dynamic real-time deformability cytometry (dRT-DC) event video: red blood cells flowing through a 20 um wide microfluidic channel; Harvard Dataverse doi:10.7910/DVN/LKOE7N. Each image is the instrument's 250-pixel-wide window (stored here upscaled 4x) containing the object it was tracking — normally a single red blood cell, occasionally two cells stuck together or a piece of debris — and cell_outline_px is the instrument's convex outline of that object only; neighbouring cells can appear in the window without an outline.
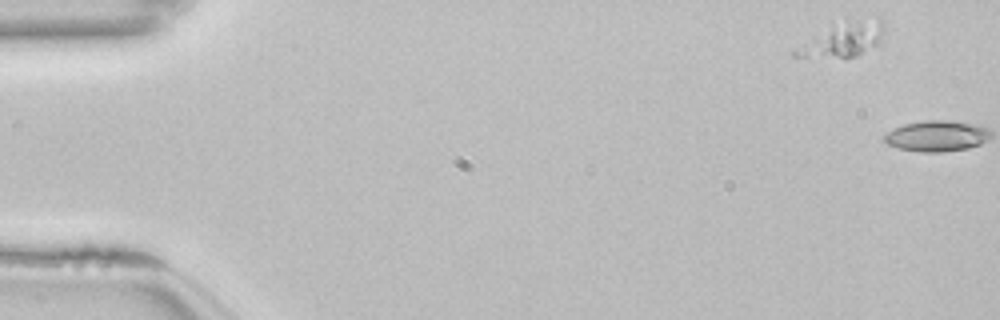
{"species": "common noctule bat (a hibernating species)", "species_latin": "Nyctalus noctula", "temperature_condition": "room temperature", "stored_images_in_passage": 2, "segment_of_instrument_passage": [1, 2], "camera_frame_rate_fps": 3000, "um_per_image_px": 0.085, "animal": {"sex": "female", "body_mass_g": 22.7, "forearm_length_mm": 54.2}, "frame": {"image": 1, "passage_image": 1, "time_ms": 0.0, "image_size_px": [1000, 320], "cell_outline_px": [[884, 32], [880, 44], [856, 56], [792, 56], [792, 48], [832, 20], [844, 16], [880, 16], [884, 20]], "centroid_in_image_um": [71.67, 3.19], "position_along_channel_um": 13.3, "area_um2": 19.59}}